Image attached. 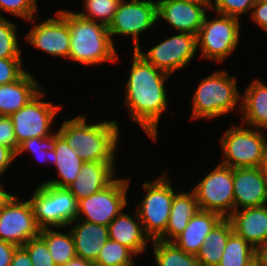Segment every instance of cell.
Instances as JSON below:
<instances>
[{"mask_svg": "<svg viewBox=\"0 0 267 266\" xmlns=\"http://www.w3.org/2000/svg\"><path fill=\"white\" fill-rule=\"evenodd\" d=\"M131 68L125 83L123 104L129 118L136 122L152 141H158V125L168 109V94L164 83L171 76L148 63L133 50Z\"/></svg>", "mask_w": 267, "mask_h": 266, "instance_id": "1", "label": "cell"}, {"mask_svg": "<svg viewBox=\"0 0 267 266\" xmlns=\"http://www.w3.org/2000/svg\"><path fill=\"white\" fill-rule=\"evenodd\" d=\"M86 115L66 119L57 132L69 146L87 162H117V147L121 142L116 120L87 123ZM117 152V153H116Z\"/></svg>", "mask_w": 267, "mask_h": 266, "instance_id": "2", "label": "cell"}, {"mask_svg": "<svg viewBox=\"0 0 267 266\" xmlns=\"http://www.w3.org/2000/svg\"><path fill=\"white\" fill-rule=\"evenodd\" d=\"M70 31L68 60L84 66H98L118 62V53L107 26L82 18L76 11L59 9Z\"/></svg>", "mask_w": 267, "mask_h": 266, "instance_id": "3", "label": "cell"}, {"mask_svg": "<svg viewBox=\"0 0 267 266\" xmlns=\"http://www.w3.org/2000/svg\"><path fill=\"white\" fill-rule=\"evenodd\" d=\"M237 80L226 69L215 70L204 77L191 100V119L212 120L233 113V110H241V92Z\"/></svg>", "mask_w": 267, "mask_h": 266, "instance_id": "4", "label": "cell"}, {"mask_svg": "<svg viewBox=\"0 0 267 266\" xmlns=\"http://www.w3.org/2000/svg\"><path fill=\"white\" fill-rule=\"evenodd\" d=\"M265 132L242 123L232 124L220 138V163L232 169L260 167L267 148Z\"/></svg>", "mask_w": 267, "mask_h": 266, "instance_id": "5", "label": "cell"}, {"mask_svg": "<svg viewBox=\"0 0 267 266\" xmlns=\"http://www.w3.org/2000/svg\"><path fill=\"white\" fill-rule=\"evenodd\" d=\"M145 196L136 207L145 234L152 240H158L166 230L172 207L174 194L173 185L167 172L156 179L142 184Z\"/></svg>", "mask_w": 267, "mask_h": 266, "instance_id": "6", "label": "cell"}, {"mask_svg": "<svg viewBox=\"0 0 267 266\" xmlns=\"http://www.w3.org/2000/svg\"><path fill=\"white\" fill-rule=\"evenodd\" d=\"M206 13L197 34V50L200 57L213 63H222L237 50L240 41L241 20L228 15ZM200 48V49H199Z\"/></svg>", "mask_w": 267, "mask_h": 266, "instance_id": "7", "label": "cell"}, {"mask_svg": "<svg viewBox=\"0 0 267 266\" xmlns=\"http://www.w3.org/2000/svg\"><path fill=\"white\" fill-rule=\"evenodd\" d=\"M38 226L43 228H61L77 219L75 196L67 189L39 183L29 199Z\"/></svg>", "mask_w": 267, "mask_h": 266, "instance_id": "8", "label": "cell"}, {"mask_svg": "<svg viewBox=\"0 0 267 266\" xmlns=\"http://www.w3.org/2000/svg\"><path fill=\"white\" fill-rule=\"evenodd\" d=\"M129 177L116 178L109 186L78 201L77 219L108 227L127 208Z\"/></svg>", "mask_w": 267, "mask_h": 266, "instance_id": "9", "label": "cell"}, {"mask_svg": "<svg viewBox=\"0 0 267 266\" xmlns=\"http://www.w3.org/2000/svg\"><path fill=\"white\" fill-rule=\"evenodd\" d=\"M45 93L42 88L25 106L9 116L18 146L28 139L47 138L56 132L51 131V127L62 106L41 100Z\"/></svg>", "mask_w": 267, "mask_h": 266, "instance_id": "10", "label": "cell"}, {"mask_svg": "<svg viewBox=\"0 0 267 266\" xmlns=\"http://www.w3.org/2000/svg\"><path fill=\"white\" fill-rule=\"evenodd\" d=\"M157 22V0H121L107 28L113 44L116 36H129L136 50L140 46L139 36Z\"/></svg>", "mask_w": 267, "mask_h": 266, "instance_id": "11", "label": "cell"}, {"mask_svg": "<svg viewBox=\"0 0 267 266\" xmlns=\"http://www.w3.org/2000/svg\"><path fill=\"white\" fill-rule=\"evenodd\" d=\"M200 210L228 218L234 211L233 169L219 163L193 186Z\"/></svg>", "mask_w": 267, "mask_h": 266, "instance_id": "12", "label": "cell"}, {"mask_svg": "<svg viewBox=\"0 0 267 266\" xmlns=\"http://www.w3.org/2000/svg\"><path fill=\"white\" fill-rule=\"evenodd\" d=\"M136 51L148 63L172 76L188 67L195 58L198 51L197 36L187 32H177L176 35L157 43L148 51L143 52L141 46Z\"/></svg>", "mask_w": 267, "mask_h": 266, "instance_id": "13", "label": "cell"}, {"mask_svg": "<svg viewBox=\"0 0 267 266\" xmlns=\"http://www.w3.org/2000/svg\"><path fill=\"white\" fill-rule=\"evenodd\" d=\"M20 199L14 195L0 211V240L18 247L41 232L29 199Z\"/></svg>", "mask_w": 267, "mask_h": 266, "instance_id": "14", "label": "cell"}, {"mask_svg": "<svg viewBox=\"0 0 267 266\" xmlns=\"http://www.w3.org/2000/svg\"><path fill=\"white\" fill-rule=\"evenodd\" d=\"M27 44L52 57L69 58L70 31L66 20L56 11L55 15L34 24L24 37Z\"/></svg>", "mask_w": 267, "mask_h": 266, "instance_id": "15", "label": "cell"}, {"mask_svg": "<svg viewBox=\"0 0 267 266\" xmlns=\"http://www.w3.org/2000/svg\"><path fill=\"white\" fill-rule=\"evenodd\" d=\"M207 11H210V2L157 0L158 22H167L177 32L197 36Z\"/></svg>", "mask_w": 267, "mask_h": 266, "instance_id": "16", "label": "cell"}, {"mask_svg": "<svg viewBox=\"0 0 267 266\" xmlns=\"http://www.w3.org/2000/svg\"><path fill=\"white\" fill-rule=\"evenodd\" d=\"M234 211L267 204V178L260 167L233 168Z\"/></svg>", "mask_w": 267, "mask_h": 266, "instance_id": "17", "label": "cell"}, {"mask_svg": "<svg viewBox=\"0 0 267 266\" xmlns=\"http://www.w3.org/2000/svg\"><path fill=\"white\" fill-rule=\"evenodd\" d=\"M117 162H84L67 189L79 201L109 186L116 178Z\"/></svg>", "mask_w": 267, "mask_h": 266, "instance_id": "18", "label": "cell"}, {"mask_svg": "<svg viewBox=\"0 0 267 266\" xmlns=\"http://www.w3.org/2000/svg\"><path fill=\"white\" fill-rule=\"evenodd\" d=\"M124 211L108 225L109 238L129 248L135 255H143L151 239L145 234L137 211H134L133 217Z\"/></svg>", "mask_w": 267, "mask_h": 266, "instance_id": "19", "label": "cell"}, {"mask_svg": "<svg viewBox=\"0 0 267 266\" xmlns=\"http://www.w3.org/2000/svg\"><path fill=\"white\" fill-rule=\"evenodd\" d=\"M70 226L69 231L73 236L76 257L95 263L101 249L109 239L108 227L81 219H75L67 228Z\"/></svg>", "mask_w": 267, "mask_h": 266, "instance_id": "20", "label": "cell"}, {"mask_svg": "<svg viewBox=\"0 0 267 266\" xmlns=\"http://www.w3.org/2000/svg\"><path fill=\"white\" fill-rule=\"evenodd\" d=\"M228 219L233 231L254 248L267 241V204L235 210Z\"/></svg>", "mask_w": 267, "mask_h": 266, "instance_id": "21", "label": "cell"}, {"mask_svg": "<svg viewBox=\"0 0 267 266\" xmlns=\"http://www.w3.org/2000/svg\"><path fill=\"white\" fill-rule=\"evenodd\" d=\"M240 111V123L267 131V84L260 78H254L241 93Z\"/></svg>", "mask_w": 267, "mask_h": 266, "instance_id": "22", "label": "cell"}, {"mask_svg": "<svg viewBox=\"0 0 267 266\" xmlns=\"http://www.w3.org/2000/svg\"><path fill=\"white\" fill-rule=\"evenodd\" d=\"M35 78L26 71L18 80L0 85V116L15 113L43 88Z\"/></svg>", "mask_w": 267, "mask_h": 266, "instance_id": "23", "label": "cell"}, {"mask_svg": "<svg viewBox=\"0 0 267 266\" xmlns=\"http://www.w3.org/2000/svg\"><path fill=\"white\" fill-rule=\"evenodd\" d=\"M222 219L218 213L199 209L173 243L184 252L196 256L206 236Z\"/></svg>", "mask_w": 267, "mask_h": 266, "instance_id": "24", "label": "cell"}, {"mask_svg": "<svg viewBox=\"0 0 267 266\" xmlns=\"http://www.w3.org/2000/svg\"><path fill=\"white\" fill-rule=\"evenodd\" d=\"M53 148L56 154L55 168L57 178H50L43 183L56 187L67 188L80 173L83 161L77 151L73 150L66 140L57 132L54 133Z\"/></svg>", "mask_w": 267, "mask_h": 266, "instance_id": "25", "label": "cell"}, {"mask_svg": "<svg viewBox=\"0 0 267 266\" xmlns=\"http://www.w3.org/2000/svg\"><path fill=\"white\" fill-rule=\"evenodd\" d=\"M198 210L199 206L193 190L176 192L165 233L158 240L173 242L184 231L189 220Z\"/></svg>", "mask_w": 267, "mask_h": 266, "instance_id": "26", "label": "cell"}, {"mask_svg": "<svg viewBox=\"0 0 267 266\" xmlns=\"http://www.w3.org/2000/svg\"><path fill=\"white\" fill-rule=\"evenodd\" d=\"M233 232L231 221L223 218L206 236L205 243L196 254L200 266L219 265L226 243Z\"/></svg>", "mask_w": 267, "mask_h": 266, "instance_id": "27", "label": "cell"}, {"mask_svg": "<svg viewBox=\"0 0 267 266\" xmlns=\"http://www.w3.org/2000/svg\"><path fill=\"white\" fill-rule=\"evenodd\" d=\"M43 228L40 236L46 241L47 248L50 252L54 263L62 266L76 257V249L73 236L70 231L66 233L58 231L60 228Z\"/></svg>", "mask_w": 267, "mask_h": 266, "instance_id": "28", "label": "cell"}, {"mask_svg": "<svg viewBox=\"0 0 267 266\" xmlns=\"http://www.w3.org/2000/svg\"><path fill=\"white\" fill-rule=\"evenodd\" d=\"M151 244L156 266H200L195 255L184 252L173 242L152 240Z\"/></svg>", "mask_w": 267, "mask_h": 266, "instance_id": "29", "label": "cell"}, {"mask_svg": "<svg viewBox=\"0 0 267 266\" xmlns=\"http://www.w3.org/2000/svg\"><path fill=\"white\" fill-rule=\"evenodd\" d=\"M255 256V248L233 232L226 243L218 266H243Z\"/></svg>", "mask_w": 267, "mask_h": 266, "instance_id": "30", "label": "cell"}, {"mask_svg": "<svg viewBox=\"0 0 267 266\" xmlns=\"http://www.w3.org/2000/svg\"><path fill=\"white\" fill-rule=\"evenodd\" d=\"M136 257L129 248L109 238L94 266H135Z\"/></svg>", "mask_w": 267, "mask_h": 266, "instance_id": "31", "label": "cell"}, {"mask_svg": "<svg viewBox=\"0 0 267 266\" xmlns=\"http://www.w3.org/2000/svg\"><path fill=\"white\" fill-rule=\"evenodd\" d=\"M121 0H83V11L76 12L82 18L108 27Z\"/></svg>", "mask_w": 267, "mask_h": 266, "instance_id": "32", "label": "cell"}, {"mask_svg": "<svg viewBox=\"0 0 267 266\" xmlns=\"http://www.w3.org/2000/svg\"><path fill=\"white\" fill-rule=\"evenodd\" d=\"M54 144V134L47 138H31L19 145V148L16 152L17 156H21L24 152L32 153L33 158L38 160V163L45 161L52 163V166L56 163V154L53 148Z\"/></svg>", "mask_w": 267, "mask_h": 266, "instance_id": "33", "label": "cell"}, {"mask_svg": "<svg viewBox=\"0 0 267 266\" xmlns=\"http://www.w3.org/2000/svg\"><path fill=\"white\" fill-rule=\"evenodd\" d=\"M17 24L0 18V58H22Z\"/></svg>", "mask_w": 267, "mask_h": 266, "instance_id": "34", "label": "cell"}, {"mask_svg": "<svg viewBox=\"0 0 267 266\" xmlns=\"http://www.w3.org/2000/svg\"><path fill=\"white\" fill-rule=\"evenodd\" d=\"M37 0H0V18H4L1 11L9 13V16H16L23 21L37 22L38 14Z\"/></svg>", "mask_w": 267, "mask_h": 266, "instance_id": "35", "label": "cell"}, {"mask_svg": "<svg viewBox=\"0 0 267 266\" xmlns=\"http://www.w3.org/2000/svg\"><path fill=\"white\" fill-rule=\"evenodd\" d=\"M255 2L256 0H210V11L240 19L244 14L250 15Z\"/></svg>", "mask_w": 267, "mask_h": 266, "instance_id": "36", "label": "cell"}, {"mask_svg": "<svg viewBox=\"0 0 267 266\" xmlns=\"http://www.w3.org/2000/svg\"><path fill=\"white\" fill-rule=\"evenodd\" d=\"M22 247L28 252L32 266H57L50 255L46 241L40 235L31 238Z\"/></svg>", "mask_w": 267, "mask_h": 266, "instance_id": "37", "label": "cell"}, {"mask_svg": "<svg viewBox=\"0 0 267 266\" xmlns=\"http://www.w3.org/2000/svg\"><path fill=\"white\" fill-rule=\"evenodd\" d=\"M23 58H0V85L18 80L26 71Z\"/></svg>", "mask_w": 267, "mask_h": 266, "instance_id": "38", "label": "cell"}, {"mask_svg": "<svg viewBox=\"0 0 267 266\" xmlns=\"http://www.w3.org/2000/svg\"><path fill=\"white\" fill-rule=\"evenodd\" d=\"M0 145L11 148L15 153L19 148L14 134L13 123L9 116H0Z\"/></svg>", "mask_w": 267, "mask_h": 266, "instance_id": "39", "label": "cell"}, {"mask_svg": "<svg viewBox=\"0 0 267 266\" xmlns=\"http://www.w3.org/2000/svg\"><path fill=\"white\" fill-rule=\"evenodd\" d=\"M250 15L254 24L267 32V0H256Z\"/></svg>", "mask_w": 267, "mask_h": 266, "instance_id": "40", "label": "cell"}, {"mask_svg": "<svg viewBox=\"0 0 267 266\" xmlns=\"http://www.w3.org/2000/svg\"><path fill=\"white\" fill-rule=\"evenodd\" d=\"M16 159V153L9 147L0 145V176L4 174Z\"/></svg>", "mask_w": 267, "mask_h": 266, "instance_id": "41", "label": "cell"}, {"mask_svg": "<svg viewBox=\"0 0 267 266\" xmlns=\"http://www.w3.org/2000/svg\"><path fill=\"white\" fill-rule=\"evenodd\" d=\"M17 247L0 240V266H10L12 256Z\"/></svg>", "mask_w": 267, "mask_h": 266, "instance_id": "42", "label": "cell"}, {"mask_svg": "<svg viewBox=\"0 0 267 266\" xmlns=\"http://www.w3.org/2000/svg\"><path fill=\"white\" fill-rule=\"evenodd\" d=\"M33 263L30 260L28 252L19 246L14 251L10 266H32Z\"/></svg>", "mask_w": 267, "mask_h": 266, "instance_id": "43", "label": "cell"}, {"mask_svg": "<svg viewBox=\"0 0 267 266\" xmlns=\"http://www.w3.org/2000/svg\"><path fill=\"white\" fill-rule=\"evenodd\" d=\"M255 256L258 258L261 266H267V241L255 248Z\"/></svg>", "mask_w": 267, "mask_h": 266, "instance_id": "44", "label": "cell"}, {"mask_svg": "<svg viewBox=\"0 0 267 266\" xmlns=\"http://www.w3.org/2000/svg\"><path fill=\"white\" fill-rule=\"evenodd\" d=\"M1 181V180H0ZM0 182V211L8 204V202L13 198V194L7 192Z\"/></svg>", "mask_w": 267, "mask_h": 266, "instance_id": "45", "label": "cell"}, {"mask_svg": "<svg viewBox=\"0 0 267 266\" xmlns=\"http://www.w3.org/2000/svg\"><path fill=\"white\" fill-rule=\"evenodd\" d=\"M62 266H94V263L83 258L75 257Z\"/></svg>", "mask_w": 267, "mask_h": 266, "instance_id": "46", "label": "cell"}, {"mask_svg": "<svg viewBox=\"0 0 267 266\" xmlns=\"http://www.w3.org/2000/svg\"><path fill=\"white\" fill-rule=\"evenodd\" d=\"M260 169L262 170L263 174L267 178V148L265 150L264 157L262 159V163H261Z\"/></svg>", "mask_w": 267, "mask_h": 266, "instance_id": "47", "label": "cell"}, {"mask_svg": "<svg viewBox=\"0 0 267 266\" xmlns=\"http://www.w3.org/2000/svg\"><path fill=\"white\" fill-rule=\"evenodd\" d=\"M243 266H261L258 258L254 256L248 262H246Z\"/></svg>", "mask_w": 267, "mask_h": 266, "instance_id": "48", "label": "cell"}, {"mask_svg": "<svg viewBox=\"0 0 267 266\" xmlns=\"http://www.w3.org/2000/svg\"><path fill=\"white\" fill-rule=\"evenodd\" d=\"M184 1H193V2H210V0H184Z\"/></svg>", "mask_w": 267, "mask_h": 266, "instance_id": "49", "label": "cell"}]
</instances>
